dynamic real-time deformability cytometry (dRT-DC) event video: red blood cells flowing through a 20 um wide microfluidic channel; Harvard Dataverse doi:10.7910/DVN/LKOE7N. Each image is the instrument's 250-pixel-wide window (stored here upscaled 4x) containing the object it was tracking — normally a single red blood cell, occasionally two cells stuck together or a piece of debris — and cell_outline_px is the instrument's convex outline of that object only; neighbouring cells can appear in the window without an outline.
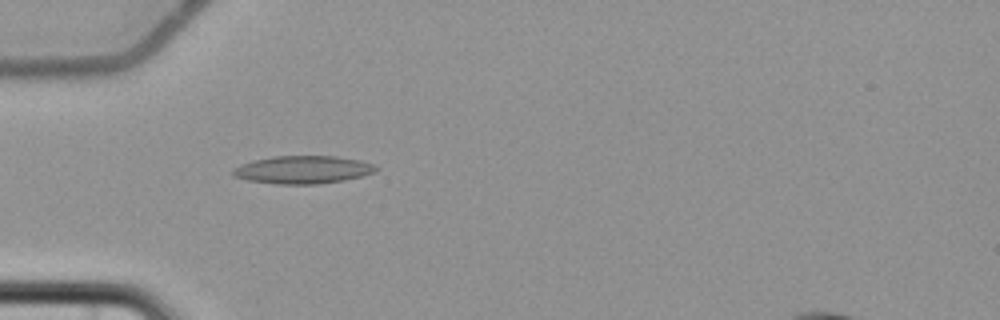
{"species": "common noctule bat (a hibernating species)", "species_latin": "Nyctalus noctula", "temperature_condition": "cold", "stored_images_in_passage": 2, "camera_frame_rate_fps": 3000, "um_per_image_px": 0.085, "animal": {"sex": "female", "body_mass_g": 22.7, "forearm_length_mm": 54.2}, "frame": {"image": 1, "passage_image": 2, "time_ms": 2.333, "image_size_px": [1000, 320], "cell_outline_px": [[380, 168], [372, 172], [360, 176], [344, 180], [316, 184], [276, 184], [248, 180], [232, 176], [232, 168], [240, 164], [252, 160], [272, 156], [336, 156], [360, 160], [376, 164]], "centroid_in_image_um": [25.71, 14.41], "position_along_channel_um": 59.3, "area_um2": 23.35}}